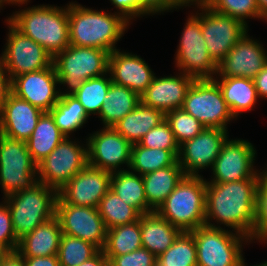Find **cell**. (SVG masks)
I'll return each instance as SVG.
<instances>
[{"instance_id":"52a82bcc","label":"cell","mask_w":267,"mask_h":266,"mask_svg":"<svg viewBox=\"0 0 267 266\" xmlns=\"http://www.w3.org/2000/svg\"><path fill=\"white\" fill-rule=\"evenodd\" d=\"M191 232L196 244L197 266H243V246L251 244L248 237L226 227L207 225Z\"/></svg>"},{"instance_id":"484cf974","label":"cell","mask_w":267,"mask_h":266,"mask_svg":"<svg viewBox=\"0 0 267 266\" xmlns=\"http://www.w3.org/2000/svg\"><path fill=\"white\" fill-rule=\"evenodd\" d=\"M184 176L178 161L172 166L142 175L147 199V213L156 211Z\"/></svg>"},{"instance_id":"1f68e13d","label":"cell","mask_w":267,"mask_h":266,"mask_svg":"<svg viewBox=\"0 0 267 266\" xmlns=\"http://www.w3.org/2000/svg\"><path fill=\"white\" fill-rule=\"evenodd\" d=\"M59 130L66 136L81 129L88 122L89 115L73 95L60 96L57 104L49 111Z\"/></svg>"},{"instance_id":"d6986e66","label":"cell","mask_w":267,"mask_h":266,"mask_svg":"<svg viewBox=\"0 0 267 266\" xmlns=\"http://www.w3.org/2000/svg\"><path fill=\"white\" fill-rule=\"evenodd\" d=\"M59 79L54 65L27 72L11 80L12 93L43 112H49L59 101ZM58 89V90H57Z\"/></svg>"},{"instance_id":"d590c367","label":"cell","mask_w":267,"mask_h":266,"mask_svg":"<svg viewBox=\"0 0 267 266\" xmlns=\"http://www.w3.org/2000/svg\"><path fill=\"white\" fill-rule=\"evenodd\" d=\"M156 266H197L196 244L192 232H181L174 243L157 256Z\"/></svg>"},{"instance_id":"7bdbcfd3","label":"cell","mask_w":267,"mask_h":266,"mask_svg":"<svg viewBox=\"0 0 267 266\" xmlns=\"http://www.w3.org/2000/svg\"><path fill=\"white\" fill-rule=\"evenodd\" d=\"M19 240L15 235L10 210L7 204L0 203V250L5 252L15 251Z\"/></svg>"},{"instance_id":"603a6c76","label":"cell","mask_w":267,"mask_h":266,"mask_svg":"<svg viewBox=\"0 0 267 266\" xmlns=\"http://www.w3.org/2000/svg\"><path fill=\"white\" fill-rule=\"evenodd\" d=\"M43 113L11 92L0 110V134L26 142Z\"/></svg>"},{"instance_id":"277c9868","label":"cell","mask_w":267,"mask_h":266,"mask_svg":"<svg viewBox=\"0 0 267 266\" xmlns=\"http://www.w3.org/2000/svg\"><path fill=\"white\" fill-rule=\"evenodd\" d=\"M207 182L203 175L184 176L156 212L182 232L205 225Z\"/></svg>"},{"instance_id":"7c38bea8","label":"cell","mask_w":267,"mask_h":266,"mask_svg":"<svg viewBox=\"0 0 267 266\" xmlns=\"http://www.w3.org/2000/svg\"><path fill=\"white\" fill-rule=\"evenodd\" d=\"M184 25L175 54V66L195 80L213 79L217 64L208 53L200 19L192 12Z\"/></svg>"},{"instance_id":"5b68a950","label":"cell","mask_w":267,"mask_h":266,"mask_svg":"<svg viewBox=\"0 0 267 266\" xmlns=\"http://www.w3.org/2000/svg\"><path fill=\"white\" fill-rule=\"evenodd\" d=\"M109 56L110 52L100 48L73 45L58 53L53 58V65L58 86L63 85L59 88L60 96L74 95L84 81L108 73Z\"/></svg>"},{"instance_id":"d4e9b609","label":"cell","mask_w":267,"mask_h":266,"mask_svg":"<svg viewBox=\"0 0 267 266\" xmlns=\"http://www.w3.org/2000/svg\"><path fill=\"white\" fill-rule=\"evenodd\" d=\"M142 247L156 257L164 253L182 232L156 211L140 216Z\"/></svg>"},{"instance_id":"cb8c5ba5","label":"cell","mask_w":267,"mask_h":266,"mask_svg":"<svg viewBox=\"0 0 267 266\" xmlns=\"http://www.w3.org/2000/svg\"><path fill=\"white\" fill-rule=\"evenodd\" d=\"M62 234L60 221L54 216L19 239L16 250L23 257L57 255Z\"/></svg>"},{"instance_id":"f907efd6","label":"cell","mask_w":267,"mask_h":266,"mask_svg":"<svg viewBox=\"0 0 267 266\" xmlns=\"http://www.w3.org/2000/svg\"><path fill=\"white\" fill-rule=\"evenodd\" d=\"M0 266H25L24 257L17 250L5 252L0 258Z\"/></svg>"},{"instance_id":"f5cc1de1","label":"cell","mask_w":267,"mask_h":266,"mask_svg":"<svg viewBox=\"0 0 267 266\" xmlns=\"http://www.w3.org/2000/svg\"><path fill=\"white\" fill-rule=\"evenodd\" d=\"M30 2V0H0V8L3 10V7L5 5H18V7L21 8V5L23 7V5L27 4Z\"/></svg>"},{"instance_id":"ffe728a7","label":"cell","mask_w":267,"mask_h":266,"mask_svg":"<svg viewBox=\"0 0 267 266\" xmlns=\"http://www.w3.org/2000/svg\"><path fill=\"white\" fill-rule=\"evenodd\" d=\"M248 32L217 64L216 77H244L254 79L267 65V50Z\"/></svg>"},{"instance_id":"8fae6325","label":"cell","mask_w":267,"mask_h":266,"mask_svg":"<svg viewBox=\"0 0 267 266\" xmlns=\"http://www.w3.org/2000/svg\"><path fill=\"white\" fill-rule=\"evenodd\" d=\"M181 108L205 128L228 130L227 125L236 120L214 79L194 80Z\"/></svg>"},{"instance_id":"74e56055","label":"cell","mask_w":267,"mask_h":266,"mask_svg":"<svg viewBox=\"0 0 267 266\" xmlns=\"http://www.w3.org/2000/svg\"><path fill=\"white\" fill-rule=\"evenodd\" d=\"M99 249L90 242L62 234L57 257L60 266H78L93 257Z\"/></svg>"},{"instance_id":"30bf717a","label":"cell","mask_w":267,"mask_h":266,"mask_svg":"<svg viewBox=\"0 0 267 266\" xmlns=\"http://www.w3.org/2000/svg\"><path fill=\"white\" fill-rule=\"evenodd\" d=\"M71 138H64L37 165L38 182L59 191L79 171L89 165L87 141L84 144L81 140L78 142Z\"/></svg>"},{"instance_id":"d6a6232c","label":"cell","mask_w":267,"mask_h":266,"mask_svg":"<svg viewBox=\"0 0 267 266\" xmlns=\"http://www.w3.org/2000/svg\"><path fill=\"white\" fill-rule=\"evenodd\" d=\"M178 156L171 150L145 148L139 143L131 147L129 170L139 175L174 165Z\"/></svg>"},{"instance_id":"681fc988","label":"cell","mask_w":267,"mask_h":266,"mask_svg":"<svg viewBox=\"0 0 267 266\" xmlns=\"http://www.w3.org/2000/svg\"><path fill=\"white\" fill-rule=\"evenodd\" d=\"M258 97L267 99V65L253 79Z\"/></svg>"},{"instance_id":"4316f807","label":"cell","mask_w":267,"mask_h":266,"mask_svg":"<svg viewBox=\"0 0 267 266\" xmlns=\"http://www.w3.org/2000/svg\"><path fill=\"white\" fill-rule=\"evenodd\" d=\"M235 119L253 110L260 99L253 79L244 77H214Z\"/></svg>"},{"instance_id":"60d3db41","label":"cell","mask_w":267,"mask_h":266,"mask_svg":"<svg viewBox=\"0 0 267 266\" xmlns=\"http://www.w3.org/2000/svg\"><path fill=\"white\" fill-rule=\"evenodd\" d=\"M267 165V164H266ZM260 169L259 185L257 190L255 222L250 242L266 243L267 245V167Z\"/></svg>"},{"instance_id":"bcb514c9","label":"cell","mask_w":267,"mask_h":266,"mask_svg":"<svg viewBox=\"0 0 267 266\" xmlns=\"http://www.w3.org/2000/svg\"><path fill=\"white\" fill-rule=\"evenodd\" d=\"M110 2L117 9L116 13L123 16L131 24L135 18L150 16L141 6L140 0H110Z\"/></svg>"},{"instance_id":"2e32d148","label":"cell","mask_w":267,"mask_h":266,"mask_svg":"<svg viewBox=\"0 0 267 266\" xmlns=\"http://www.w3.org/2000/svg\"><path fill=\"white\" fill-rule=\"evenodd\" d=\"M228 137V130L204 128L197 136L182 143L178 164L185 176H201L203 169H211Z\"/></svg>"},{"instance_id":"7402d4cb","label":"cell","mask_w":267,"mask_h":266,"mask_svg":"<svg viewBox=\"0 0 267 266\" xmlns=\"http://www.w3.org/2000/svg\"><path fill=\"white\" fill-rule=\"evenodd\" d=\"M194 78L178 72L175 76H156L147 90L140 95V102L148 107L161 110L164 114L183 106L184 99Z\"/></svg>"},{"instance_id":"e575fe53","label":"cell","mask_w":267,"mask_h":266,"mask_svg":"<svg viewBox=\"0 0 267 266\" xmlns=\"http://www.w3.org/2000/svg\"><path fill=\"white\" fill-rule=\"evenodd\" d=\"M97 209L107 230L118 225L134 223L141 216L134 207L123 202L111 189L102 197Z\"/></svg>"},{"instance_id":"9a60e30c","label":"cell","mask_w":267,"mask_h":266,"mask_svg":"<svg viewBox=\"0 0 267 266\" xmlns=\"http://www.w3.org/2000/svg\"><path fill=\"white\" fill-rule=\"evenodd\" d=\"M85 141L89 166L110 172L129 168L132 144L113 127H102L88 134Z\"/></svg>"},{"instance_id":"ac0fdd59","label":"cell","mask_w":267,"mask_h":266,"mask_svg":"<svg viewBox=\"0 0 267 266\" xmlns=\"http://www.w3.org/2000/svg\"><path fill=\"white\" fill-rule=\"evenodd\" d=\"M56 216L63 234L80 238L103 250L107 229L97 208L56 204Z\"/></svg>"},{"instance_id":"ab89813d","label":"cell","mask_w":267,"mask_h":266,"mask_svg":"<svg viewBox=\"0 0 267 266\" xmlns=\"http://www.w3.org/2000/svg\"><path fill=\"white\" fill-rule=\"evenodd\" d=\"M165 120L169 123L179 146L197 136L205 128L194 116L182 108L167 112Z\"/></svg>"},{"instance_id":"11a10c76","label":"cell","mask_w":267,"mask_h":266,"mask_svg":"<svg viewBox=\"0 0 267 266\" xmlns=\"http://www.w3.org/2000/svg\"><path fill=\"white\" fill-rule=\"evenodd\" d=\"M243 266H248L247 263L244 261V264ZM251 266V265H250ZM253 266H267V261H262V263H259V264H256V265H253Z\"/></svg>"},{"instance_id":"ba28073f","label":"cell","mask_w":267,"mask_h":266,"mask_svg":"<svg viewBox=\"0 0 267 266\" xmlns=\"http://www.w3.org/2000/svg\"><path fill=\"white\" fill-rule=\"evenodd\" d=\"M38 183L37 164L25 141L0 134V187L3 197L32 188Z\"/></svg>"},{"instance_id":"3957f363","label":"cell","mask_w":267,"mask_h":266,"mask_svg":"<svg viewBox=\"0 0 267 266\" xmlns=\"http://www.w3.org/2000/svg\"><path fill=\"white\" fill-rule=\"evenodd\" d=\"M67 6L33 5L13 12L7 20L54 58L70 45Z\"/></svg>"},{"instance_id":"83f0119b","label":"cell","mask_w":267,"mask_h":266,"mask_svg":"<svg viewBox=\"0 0 267 266\" xmlns=\"http://www.w3.org/2000/svg\"><path fill=\"white\" fill-rule=\"evenodd\" d=\"M165 120V114L158 109L143 105L141 102L113 128L132 145L141 141L143 136Z\"/></svg>"},{"instance_id":"9f6ffc18","label":"cell","mask_w":267,"mask_h":266,"mask_svg":"<svg viewBox=\"0 0 267 266\" xmlns=\"http://www.w3.org/2000/svg\"><path fill=\"white\" fill-rule=\"evenodd\" d=\"M4 255V252L0 250V258Z\"/></svg>"},{"instance_id":"836d02e7","label":"cell","mask_w":267,"mask_h":266,"mask_svg":"<svg viewBox=\"0 0 267 266\" xmlns=\"http://www.w3.org/2000/svg\"><path fill=\"white\" fill-rule=\"evenodd\" d=\"M142 247L140 218L130 224L118 225L107 230L103 248L105 256H120Z\"/></svg>"},{"instance_id":"6da1fadb","label":"cell","mask_w":267,"mask_h":266,"mask_svg":"<svg viewBox=\"0 0 267 266\" xmlns=\"http://www.w3.org/2000/svg\"><path fill=\"white\" fill-rule=\"evenodd\" d=\"M258 185L259 179L207 183L205 225L213 228L226 226L250 238L255 222Z\"/></svg>"},{"instance_id":"f546056e","label":"cell","mask_w":267,"mask_h":266,"mask_svg":"<svg viewBox=\"0 0 267 266\" xmlns=\"http://www.w3.org/2000/svg\"><path fill=\"white\" fill-rule=\"evenodd\" d=\"M64 138L66 136L59 130L51 114L44 112L38 119L32 135L26 141L33 161L38 165Z\"/></svg>"},{"instance_id":"e0dca14e","label":"cell","mask_w":267,"mask_h":266,"mask_svg":"<svg viewBox=\"0 0 267 266\" xmlns=\"http://www.w3.org/2000/svg\"><path fill=\"white\" fill-rule=\"evenodd\" d=\"M111 175L110 171L88 165L58 191L56 204L98 208L100 200L110 189Z\"/></svg>"},{"instance_id":"7a4b0ae2","label":"cell","mask_w":267,"mask_h":266,"mask_svg":"<svg viewBox=\"0 0 267 266\" xmlns=\"http://www.w3.org/2000/svg\"><path fill=\"white\" fill-rule=\"evenodd\" d=\"M70 45L100 48L108 52L118 49L116 44L128 30L129 23L123 16L105 10H96L68 3Z\"/></svg>"},{"instance_id":"b9f144b4","label":"cell","mask_w":267,"mask_h":266,"mask_svg":"<svg viewBox=\"0 0 267 266\" xmlns=\"http://www.w3.org/2000/svg\"><path fill=\"white\" fill-rule=\"evenodd\" d=\"M139 144L145 148L171 150L177 156L179 155V144L176 142L174 133L166 120L149 130Z\"/></svg>"},{"instance_id":"5bb4252c","label":"cell","mask_w":267,"mask_h":266,"mask_svg":"<svg viewBox=\"0 0 267 266\" xmlns=\"http://www.w3.org/2000/svg\"><path fill=\"white\" fill-rule=\"evenodd\" d=\"M257 151L254 145L244 139H229L221 147L207 183H228L244 179H259L260 170L255 167Z\"/></svg>"},{"instance_id":"4dcf8cb0","label":"cell","mask_w":267,"mask_h":266,"mask_svg":"<svg viewBox=\"0 0 267 266\" xmlns=\"http://www.w3.org/2000/svg\"><path fill=\"white\" fill-rule=\"evenodd\" d=\"M110 189L141 215L147 213V199L142 175L129 169L112 172Z\"/></svg>"},{"instance_id":"c3c4849f","label":"cell","mask_w":267,"mask_h":266,"mask_svg":"<svg viewBox=\"0 0 267 266\" xmlns=\"http://www.w3.org/2000/svg\"><path fill=\"white\" fill-rule=\"evenodd\" d=\"M25 266H60L57 255L45 257H24Z\"/></svg>"},{"instance_id":"9c48e42d","label":"cell","mask_w":267,"mask_h":266,"mask_svg":"<svg viewBox=\"0 0 267 266\" xmlns=\"http://www.w3.org/2000/svg\"><path fill=\"white\" fill-rule=\"evenodd\" d=\"M192 5L194 10L199 8L194 14L200 19L201 31L208 53L218 64L249 31V26L229 15L218 13L202 0H195L190 6ZM195 7L197 8L195 9Z\"/></svg>"},{"instance_id":"4fadbf2b","label":"cell","mask_w":267,"mask_h":266,"mask_svg":"<svg viewBox=\"0 0 267 266\" xmlns=\"http://www.w3.org/2000/svg\"><path fill=\"white\" fill-rule=\"evenodd\" d=\"M4 22L9 31L0 61L11 80L18 75L46 69L53 64V57L45 48L23 35L7 19Z\"/></svg>"},{"instance_id":"ee69618b","label":"cell","mask_w":267,"mask_h":266,"mask_svg":"<svg viewBox=\"0 0 267 266\" xmlns=\"http://www.w3.org/2000/svg\"><path fill=\"white\" fill-rule=\"evenodd\" d=\"M106 257L109 266H156L157 262V257L144 247L120 256Z\"/></svg>"},{"instance_id":"8d00e7d4","label":"cell","mask_w":267,"mask_h":266,"mask_svg":"<svg viewBox=\"0 0 267 266\" xmlns=\"http://www.w3.org/2000/svg\"><path fill=\"white\" fill-rule=\"evenodd\" d=\"M111 83L109 73L88 79L73 96L79 100L89 116H98Z\"/></svg>"},{"instance_id":"f1b7e54d","label":"cell","mask_w":267,"mask_h":266,"mask_svg":"<svg viewBox=\"0 0 267 266\" xmlns=\"http://www.w3.org/2000/svg\"><path fill=\"white\" fill-rule=\"evenodd\" d=\"M140 103V96L125 86L110 84L107 96L97 116L103 127H113Z\"/></svg>"},{"instance_id":"8992f818","label":"cell","mask_w":267,"mask_h":266,"mask_svg":"<svg viewBox=\"0 0 267 266\" xmlns=\"http://www.w3.org/2000/svg\"><path fill=\"white\" fill-rule=\"evenodd\" d=\"M57 199L58 191L40 182L30 189L2 198L10 210L18 240L56 216Z\"/></svg>"},{"instance_id":"f35d334b","label":"cell","mask_w":267,"mask_h":266,"mask_svg":"<svg viewBox=\"0 0 267 266\" xmlns=\"http://www.w3.org/2000/svg\"><path fill=\"white\" fill-rule=\"evenodd\" d=\"M208 7L236 18L248 26L247 19H262L256 0H202Z\"/></svg>"},{"instance_id":"f6af8a7d","label":"cell","mask_w":267,"mask_h":266,"mask_svg":"<svg viewBox=\"0 0 267 266\" xmlns=\"http://www.w3.org/2000/svg\"><path fill=\"white\" fill-rule=\"evenodd\" d=\"M195 0H140L141 6L152 15H163L165 12H173L175 9L179 10L190 5ZM173 10V11H172Z\"/></svg>"},{"instance_id":"816d5d0a","label":"cell","mask_w":267,"mask_h":266,"mask_svg":"<svg viewBox=\"0 0 267 266\" xmlns=\"http://www.w3.org/2000/svg\"><path fill=\"white\" fill-rule=\"evenodd\" d=\"M78 266H109V260L103 250H99L93 257Z\"/></svg>"},{"instance_id":"7dc6e473","label":"cell","mask_w":267,"mask_h":266,"mask_svg":"<svg viewBox=\"0 0 267 266\" xmlns=\"http://www.w3.org/2000/svg\"><path fill=\"white\" fill-rule=\"evenodd\" d=\"M11 92V79L0 61V110Z\"/></svg>"},{"instance_id":"44dd1931","label":"cell","mask_w":267,"mask_h":266,"mask_svg":"<svg viewBox=\"0 0 267 266\" xmlns=\"http://www.w3.org/2000/svg\"><path fill=\"white\" fill-rule=\"evenodd\" d=\"M108 73L112 83L125 86L139 96L147 90L156 75L140 55L121 49L110 53Z\"/></svg>"},{"instance_id":"db71d44e","label":"cell","mask_w":267,"mask_h":266,"mask_svg":"<svg viewBox=\"0 0 267 266\" xmlns=\"http://www.w3.org/2000/svg\"><path fill=\"white\" fill-rule=\"evenodd\" d=\"M263 21L267 22V0H256Z\"/></svg>"}]
</instances>
